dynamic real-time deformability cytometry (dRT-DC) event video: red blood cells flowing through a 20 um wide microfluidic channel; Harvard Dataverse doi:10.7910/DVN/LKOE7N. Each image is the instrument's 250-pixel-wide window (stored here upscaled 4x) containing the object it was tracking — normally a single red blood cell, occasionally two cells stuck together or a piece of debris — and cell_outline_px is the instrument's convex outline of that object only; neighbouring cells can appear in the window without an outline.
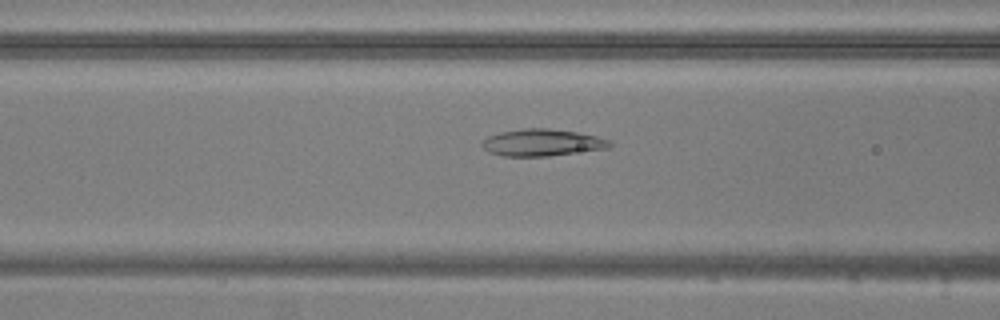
{"species": "common noctule bat (a hibernating species)", "species_latin": "Nyctalus noctula", "temperature_condition": "warm", "stored_images_in_passage": 42, "camera_frame_rate_fps": 3000, "um_per_image_px": 0.085, "animal": {"sex": "male", "body_mass_g": 20.5, "forearm_length_mm": 52.5}, "frame": {"image": 1, "passage_image": 19, "time_ms": 6.0, "image_size_px": [1000, 320], "cell_outline_px": [[612, 144], [608, 148], [548, 156], [504, 156], [488, 152], [480, 144], [488, 136], [500, 132], [524, 128], [548, 128], [576, 132], [596, 136], [608, 140]], "centroid_in_image_um": [46.05, 12.12], "position_along_channel_um": 120.6, "area_um2": 19.88}}
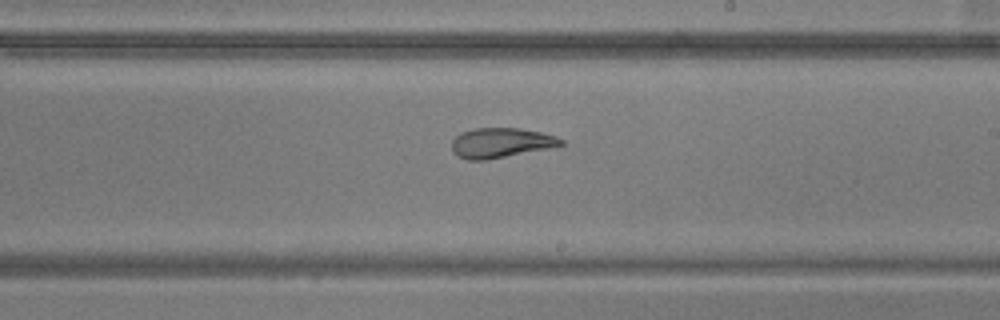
{"frame": {"image": 2, "passage_image": 29, "time_ms": 9.333, "image_size_px": [1000, 320], "cell_outline_px": [[564, 144], [560, 148], [484, 160], [468, 160], [456, 156], [452, 152], [452, 140], [460, 132], [476, 128], [520, 128], [540, 132], [556, 136], [564, 140]], "centroid_in_image_um": [42.64, 12.15], "position_along_channel_um": 246.4, "area_um2": 19.59}}
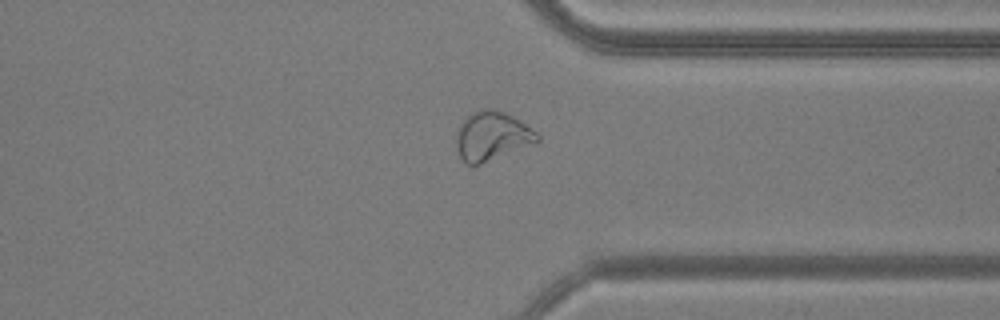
{"frame": {"image": 3, "passage_image": 39, "time_ms": 12.667, "image_size_px": [1000, 320], "cell_outline_px": [[540, 140], [536, 144], [472, 168], [460, 156], [456, 148], [456, 128], [464, 116], [472, 112], [484, 108], [488, 108], [504, 112], [520, 120], [536, 132], [540, 136]], "centroid_in_image_um": [41.8, 11.59], "position_along_channel_um": 369.6, "area_um2": 23.81}}